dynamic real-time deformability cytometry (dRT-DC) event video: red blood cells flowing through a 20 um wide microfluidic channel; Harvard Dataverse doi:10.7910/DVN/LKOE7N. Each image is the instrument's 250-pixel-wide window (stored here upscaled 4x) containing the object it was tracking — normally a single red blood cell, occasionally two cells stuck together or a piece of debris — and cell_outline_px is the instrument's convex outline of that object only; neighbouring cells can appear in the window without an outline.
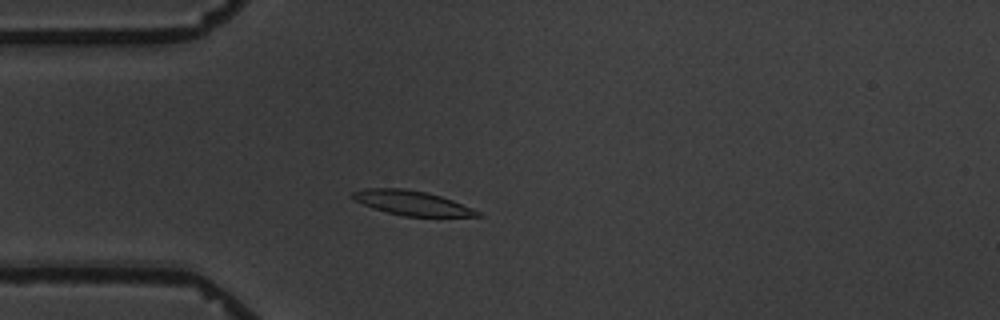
{"species": "common noctule bat (a hibernating species)", "species_latin": "Nyctalus noctula", "temperature_condition": "warm", "stored_images_in_passage": 4, "camera_frame_rate_fps": 3000, "um_per_image_px": 0.085, "animal": {"sex": "male", "body_mass_g": 19.5, "forearm_length_mm": 54.6}, "frame": {"image": 1, "passage_image": 4, "time_ms": 3.333, "image_size_px": [1000, 320], "cell_outline_px": [[484, 216], [404, 216], [372, 208], [356, 200], [352, 196], [352, 192], [364, 188], [404, 188], [424, 192], [440, 196], [452, 200], [472, 208], [480, 212]], "centroid_in_image_um": [35.01, 17.24], "position_along_channel_um": 50.0, "area_um2": 17.51}}